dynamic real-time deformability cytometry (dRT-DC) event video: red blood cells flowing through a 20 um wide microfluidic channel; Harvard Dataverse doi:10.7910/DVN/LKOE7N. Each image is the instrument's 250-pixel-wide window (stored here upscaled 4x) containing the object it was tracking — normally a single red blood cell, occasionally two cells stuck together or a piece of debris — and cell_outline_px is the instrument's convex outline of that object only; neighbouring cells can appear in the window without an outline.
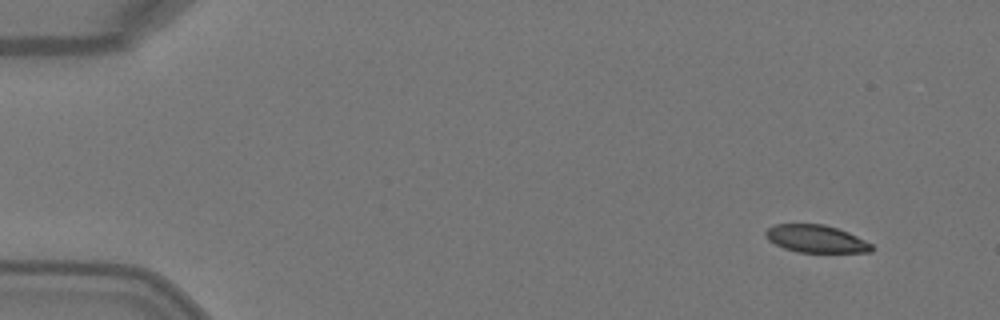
{"species": "Egyptian fruit bat (a non-hibernating species)", "species_latin": "Rousettus aegyptiacus", "temperature_condition": "warm", "stored_images_in_passage": 4, "camera_frame_rate_fps": 3000, "um_per_image_px": 0.085, "animal": {"sex": "female"}, "frame": {"image": 1, "passage_image": 1, "time_ms": 0.0, "image_size_px": [1000, 320], "cell_outline_px": [[876, 248], [872, 252], [800, 252], [784, 248], [768, 240], [764, 236], [764, 232], [768, 228], [776, 224], [824, 224], [848, 232], [872, 244]], "centroid_in_image_um": [69.37, 20.3], "position_along_channel_um": 15.6, "area_um2": 16.99}}
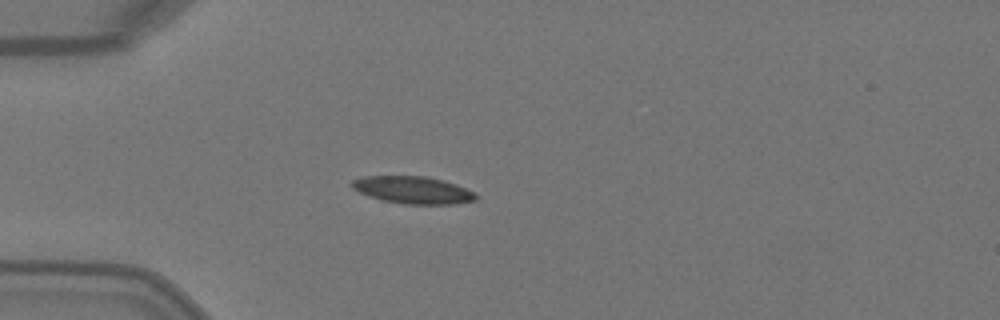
{"frame": {"image": 2, "passage_image": 4, "time_ms": 1.0, "image_size_px": [1000, 320], "cell_outline_px": [[480, 196], [476, 200], [456, 204], [404, 204], [384, 200], [368, 196], [352, 188], [348, 184], [352, 180], [364, 176], [424, 176], [456, 184], [476, 192]], "centroid_in_image_um": [35.12, 16.15], "position_along_channel_um": 49.9, "area_um2": 19.83}}